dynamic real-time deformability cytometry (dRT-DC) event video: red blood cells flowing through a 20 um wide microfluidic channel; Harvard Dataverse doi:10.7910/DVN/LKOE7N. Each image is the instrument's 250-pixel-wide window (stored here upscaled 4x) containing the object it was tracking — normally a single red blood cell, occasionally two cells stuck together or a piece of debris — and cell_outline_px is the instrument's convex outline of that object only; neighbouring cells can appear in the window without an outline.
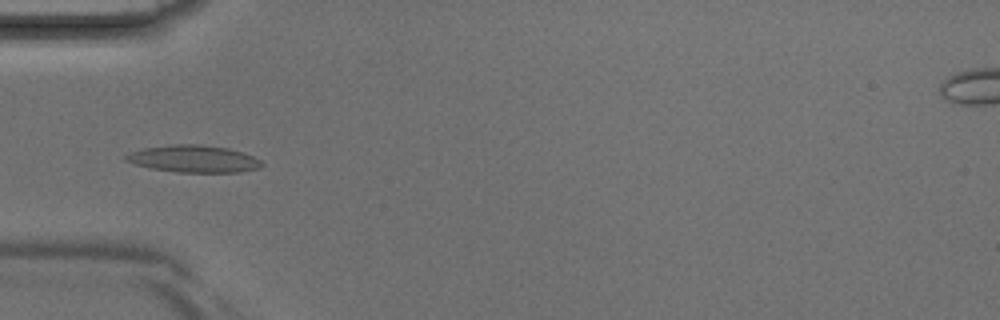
{"species": "Egyptian fruit bat (a non-hibernating species)", "species_latin": "Rousettus aegyptiacus", "temperature_condition": "room temperature", "stored_images_in_passage": 5, "camera_frame_rate_fps": 3000, "um_per_image_px": 0.085, "animal": {"sex": "male"}, "frame": {"image": 1, "passage_image": 4, "time_ms": 1.0, "image_size_px": [1000, 320], "cell_outline_px": [[264, 164], [260, 168], [240, 172], [176, 172], [148, 168], [124, 160], [124, 156], [132, 152], [144, 148], [172, 144], [200, 144], [228, 148], [252, 156], [260, 160]], "centroid_in_image_um": [16.45, 13.5], "position_along_channel_um": 68.5, "area_um2": 21.44}}